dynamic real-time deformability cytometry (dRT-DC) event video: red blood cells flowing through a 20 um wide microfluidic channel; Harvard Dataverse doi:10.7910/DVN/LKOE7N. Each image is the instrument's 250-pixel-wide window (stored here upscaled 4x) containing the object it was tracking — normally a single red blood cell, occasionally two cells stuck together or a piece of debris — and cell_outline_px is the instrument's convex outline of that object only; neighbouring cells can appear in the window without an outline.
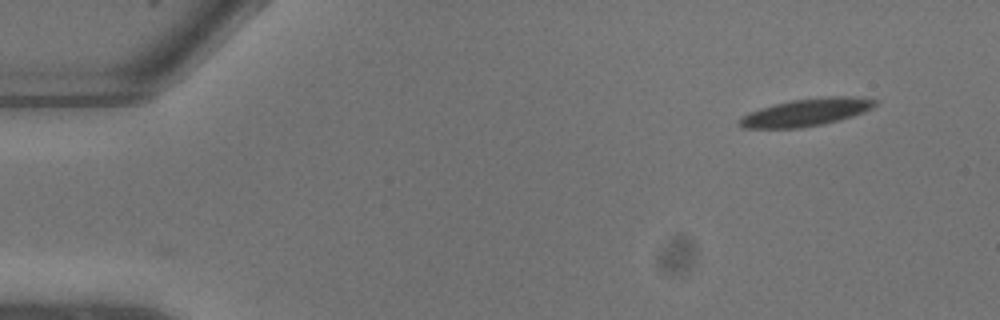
{"species": "common noctule bat (a hibernating species)", "species_latin": "Nyctalus noctula", "temperature_condition": "warm", "stored_images_in_passage": 2, "camera_frame_rate_fps": 3000, "um_per_image_px": 0.085, "animal": {"sex": "male", "body_mass_g": 13.3}, "frame": {"image": 1, "passage_image": 2, "time_ms": 0.333, "image_size_px": [1000, 320], "cell_outline_px": [[880, 100], [872, 108], [864, 112], [840, 120], [800, 128], [740, 128], [736, 124], [736, 120], [740, 116], [748, 112], [776, 104], [792, 100], [828, 96], [848, 96]], "centroid_in_image_um": [68.48, 9.55], "position_along_channel_um": 16.5, "area_um2": 21.79}}